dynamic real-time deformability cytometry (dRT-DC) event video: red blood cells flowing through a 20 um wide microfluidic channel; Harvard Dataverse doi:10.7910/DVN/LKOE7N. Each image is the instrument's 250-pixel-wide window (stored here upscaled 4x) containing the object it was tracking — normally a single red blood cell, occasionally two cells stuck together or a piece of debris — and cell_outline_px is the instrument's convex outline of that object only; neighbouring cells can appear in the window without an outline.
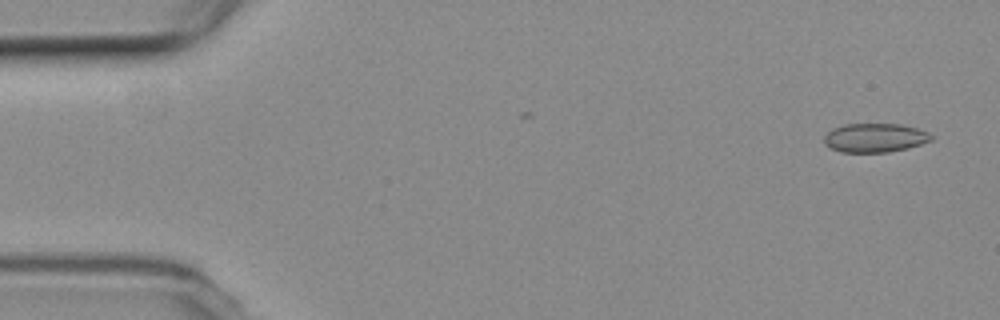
{"species": "common noctule bat (a hibernating species)", "species_latin": "Nyctalus noctula", "temperature_condition": "room temperature", "stored_images_in_passage": 7, "camera_frame_rate_fps": 3000, "um_per_image_px": 0.085, "animal": {"sex": "female", "body_mass_g": 19.3, "forearm_length_mm": 54.1}, "frame": {"image": 1, "passage_image": 3, "time_ms": 0.667, "image_size_px": [1000, 320], "cell_outline_px": [[932, 140], [908, 148], [888, 152], [840, 152], [824, 144], [824, 136], [832, 128], [844, 124], [900, 124], [916, 128], [928, 132], [932, 136]], "centroid_in_image_um": [74.35, 11.71], "position_along_channel_um": 10.7, "area_um2": 18.03}}